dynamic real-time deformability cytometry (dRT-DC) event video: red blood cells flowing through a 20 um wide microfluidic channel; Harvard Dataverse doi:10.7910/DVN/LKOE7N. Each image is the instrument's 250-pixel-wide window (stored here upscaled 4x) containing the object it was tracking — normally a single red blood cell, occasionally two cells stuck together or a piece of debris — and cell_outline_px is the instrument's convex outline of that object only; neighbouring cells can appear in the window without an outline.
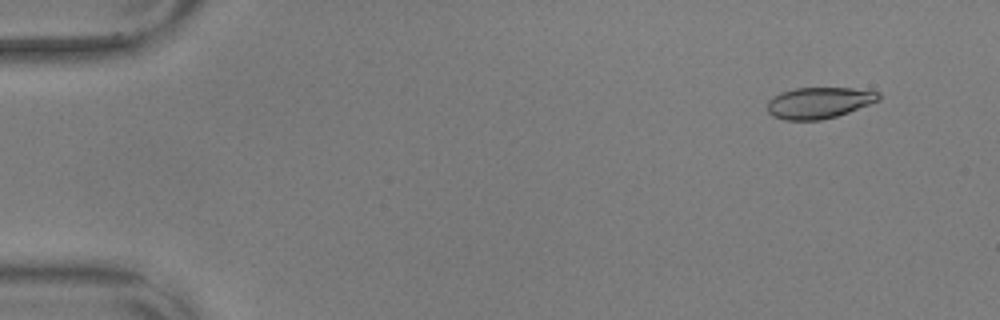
{"species": "common noctule bat (a hibernating species)", "species_latin": "Nyctalus noctula", "temperature_condition": "warm", "stored_images_in_passage": 12, "camera_frame_rate_fps": 3000, "um_per_image_px": 0.085, "animal": {"sex": "male", "body_mass_g": 17.9, "forearm_length_mm": 54.2}, "frame": {"image": 1, "passage_image": 5, "time_ms": 1.333, "image_size_px": [1000, 320], "cell_outline_px": [[880, 100], [848, 112], [836, 116], [820, 120], [788, 120], [772, 116], [768, 112], [768, 100], [772, 96], [780, 92], [796, 88], [852, 88], [880, 92]], "centroid_in_image_um": [69.6, 8.73], "position_along_channel_um": 15.4, "area_um2": 20.23}}